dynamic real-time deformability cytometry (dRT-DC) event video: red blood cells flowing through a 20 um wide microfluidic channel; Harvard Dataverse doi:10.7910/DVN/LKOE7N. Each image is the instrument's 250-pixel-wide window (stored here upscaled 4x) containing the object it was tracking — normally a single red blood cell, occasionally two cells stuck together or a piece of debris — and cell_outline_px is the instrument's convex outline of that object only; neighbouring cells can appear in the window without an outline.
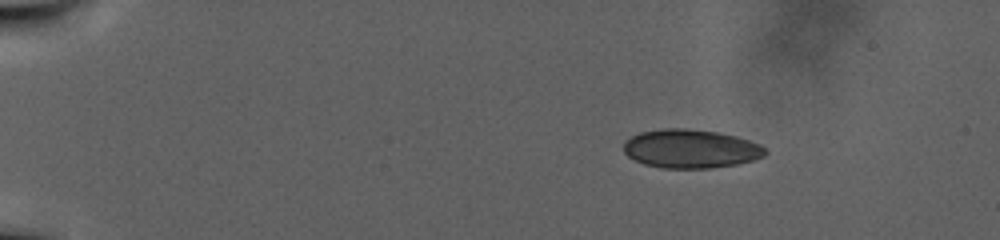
{"species": "human", "species_latin": "Homo sapiens", "temperature_condition": "warm", "stored_images_in_passage": 91, "camera_frame_rate_fps": 3000, "um_per_image_px": 0.085, "donor": {"sex": "male"}, "frame": {"image": 1, "passage_image": 1, "time_ms": 0.0, "image_size_px": [1000, 240], "cell_outline_px": [[768, 152], [764, 156], [752, 160], [736, 164], [708, 168], [660, 168], [644, 164], [628, 156], [624, 152], [624, 140], [640, 132], [664, 128], [688, 128], [716, 132], [736, 136], [760, 144]], "centroid_in_image_um": [58.69, 12.64], "position_along_channel_um": 26.3, "area_um2": 31.91}}
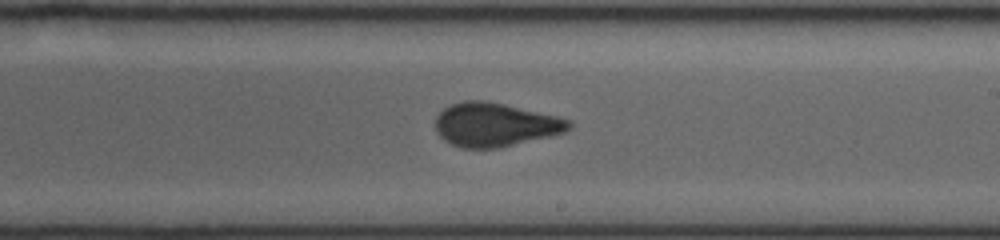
{"frame": {"image": 2, "passage_image": 51, "time_ms": 16.667, "image_size_px": [1000, 240], "cell_outline_px": [[572, 128], [564, 132], [552, 136], [496, 148], [460, 148], [444, 140], [436, 132], [436, 116], [444, 108], [452, 104], [464, 100], [484, 100], [504, 104], [556, 116], [572, 120]], "centroid_in_image_um": [42.08, 10.6], "position_along_channel_um": 246.9, "area_um2": 33.99}}
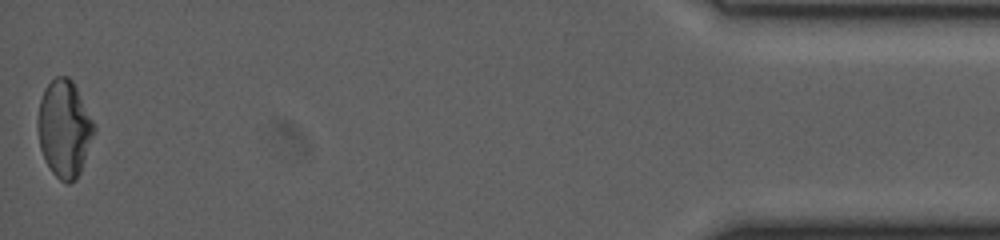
{"frame": {"image": 3, "passage_image": 90, "time_ms": 29.667, "image_size_px": [1000, 240], "cell_outline_px": [[96, 132], [80, 172], [76, 180], [68, 184], [60, 180], [52, 172], [40, 148], [36, 124], [36, 120], [40, 100], [44, 88], [56, 76], [68, 76], [72, 80], [96, 124]], "centroid_in_image_um": [5.48, 10.93], "position_along_channel_um": 429.7, "area_um2": 32.14}}